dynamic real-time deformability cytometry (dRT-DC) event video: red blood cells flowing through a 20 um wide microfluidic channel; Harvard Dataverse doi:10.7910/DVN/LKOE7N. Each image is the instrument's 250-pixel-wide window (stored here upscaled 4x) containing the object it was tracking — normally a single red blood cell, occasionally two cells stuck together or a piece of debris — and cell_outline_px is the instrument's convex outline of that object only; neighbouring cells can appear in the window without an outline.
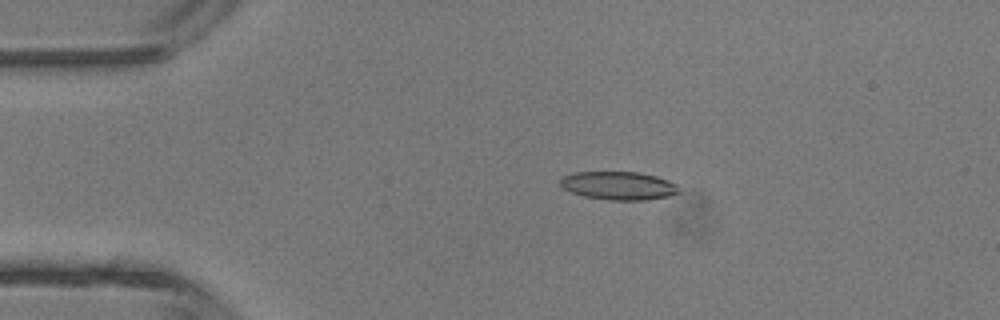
{"species": "common noctule bat (a hibernating species)", "species_latin": "Nyctalus noctula", "temperature_condition": "room temperature", "stored_images_in_passage": 3, "camera_frame_rate_fps": 3000, "um_per_image_px": 0.085, "animal": {"sex": "male", "body_mass_g": 13.3}, "frame": {"image": 1, "passage_image": 2, "time_ms": 0.333, "image_size_px": [1000, 320], "cell_outline_px": [[680, 192], [668, 196], [648, 200], [608, 200], [584, 196], [572, 192], [564, 188], [560, 184], [560, 180], [564, 176], [576, 172], [640, 172], [656, 176], [668, 180], [676, 184]], "centroid_in_image_um": [52.6, 15.78], "position_along_channel_um": 32.4, "area_um2": 19.48}}